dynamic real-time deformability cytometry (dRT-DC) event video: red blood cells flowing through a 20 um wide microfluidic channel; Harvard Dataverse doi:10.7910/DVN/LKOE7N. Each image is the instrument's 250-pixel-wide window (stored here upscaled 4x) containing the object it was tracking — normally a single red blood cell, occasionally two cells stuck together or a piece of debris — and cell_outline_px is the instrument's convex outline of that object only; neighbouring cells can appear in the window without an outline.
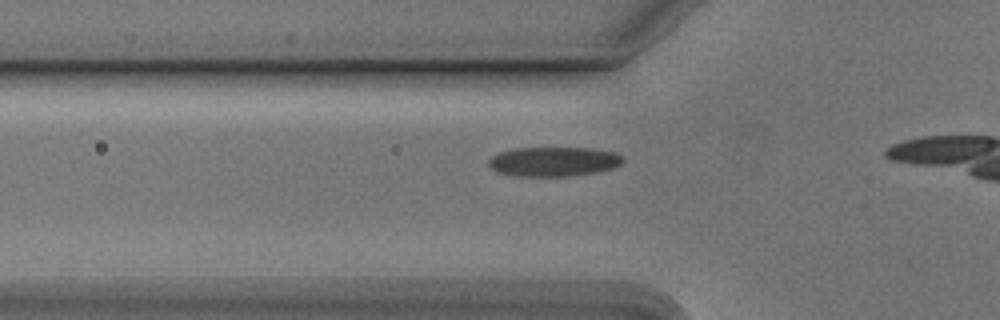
{"species": "Egyptian fruit bat (a non-hibernating species)", "species_latin": "Rousettus aegyptiacus", "temperature_condition": "cold", "stored_images_in_passage": 21, "camera_frame_rate_fps": 3000, "um_per_image_px": 0.085, "animal": {"sex": "male"}, "frame": {"image": 1, "passage_image": 12, "time_ms": 3.667, "image_size_px": [1000, 320], "cell_outline_px": [[624, 160], [620, 164], [612, 168], [596, 172], [568, 176], [516, 176], [496, 172], [488, 164], [488, 160], [492, 156], [500, 152], [516, 148], [592, 148], [616, 152], [624, 156]], "centroid_in_image_um": [47.07, 13.73], "position_along_channel_um": 78.7, "area_um2": 23.12}}
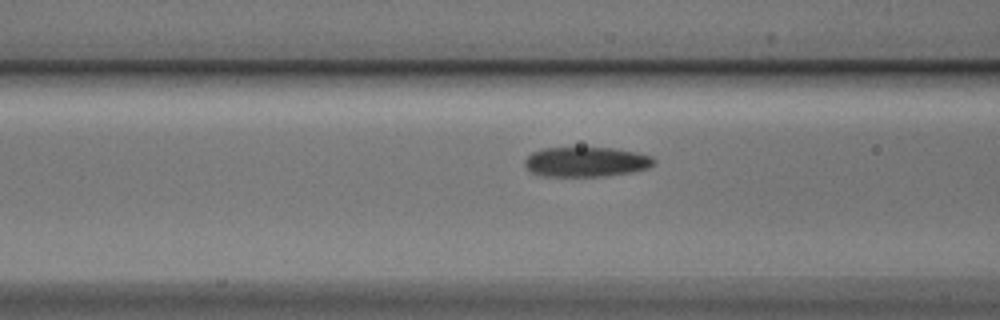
{"frame": {"image": 2, "passage_image": 15, "time_ms": 4.667, "image_size_px": [1000, 320], "cell_outline_px": [[656, 160], [648, 168], [628, 172], [604, 176], [544, 176], [532, 172], [524, 164], [524, 160], [532, 152], [540, 148], [616, 148], [636, 152], [652, 156]], "centroid_in_image_um": [49.81, 13.75], "position_along_channel_um": 116.8, "area_um2": 22.31}}
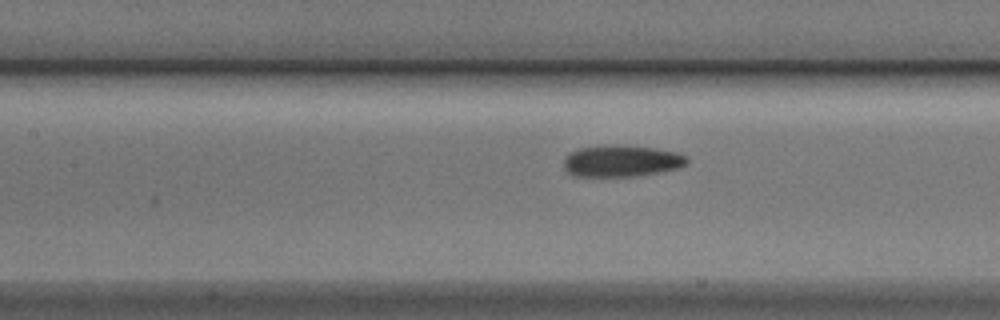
{"frame": {"image": 3, "passage_image": 18, "time_ms": 5.667, "image_size_px": [1000, 320], "cell_outline_px": [[688, 164], [676, 168], [656, 172], [632, 176], [576, 176], [568, 172], [564, 168], [564, 160], [572, 152], [580, 148], [620, 144], [624, 144], [656, 148], [680, 152], [688, 156]], "centroid_in_image_um": [52.89, 13.66], "position_along_channel_um": 154.5, "area_um2": 22.6}}